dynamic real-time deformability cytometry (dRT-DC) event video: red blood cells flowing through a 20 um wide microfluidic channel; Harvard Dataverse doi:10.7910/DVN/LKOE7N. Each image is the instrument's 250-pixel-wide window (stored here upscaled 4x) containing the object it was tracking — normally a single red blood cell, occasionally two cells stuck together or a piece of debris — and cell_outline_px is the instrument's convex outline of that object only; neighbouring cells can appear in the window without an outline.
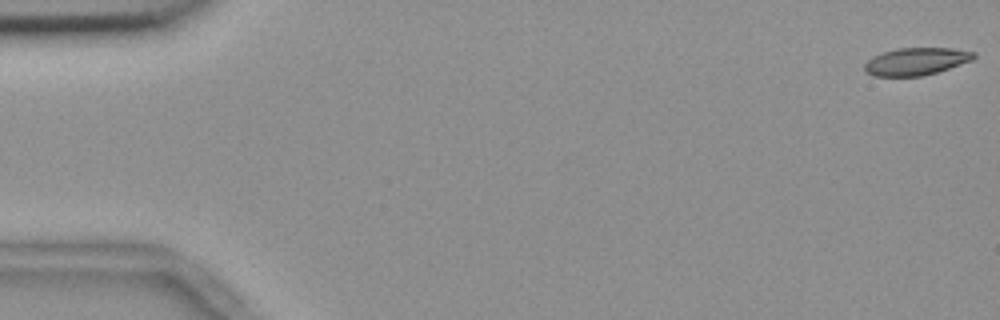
{"species": "common noctule bat (a hibernating species)", "species_latin": "Nyctalus noctula", "temperature_condition": "room temperature", "stored_images_in_passage": 55, "camera_frame_rate_fps": 3000, "um_per_image_px": 0.085, "animal": {"sex": "female", "body_mass_g": 18.4}, "frame": {"image": 1, "passage_image": 1, "time_ms": 0.0, "image_size_px": [1000, 320], "cell_outline_px": [[976, 56], [972, 60], [936, 72], [920, 76], [876, 76], [868, 72], [864, 68], [864, 64], [872, 56], [896, 48], [952, 48], [976, 52]], "centroid_in_image_um": [77.88, 5.21], "position_along_channel_um": 7.1, "area_um2": 17.28}}
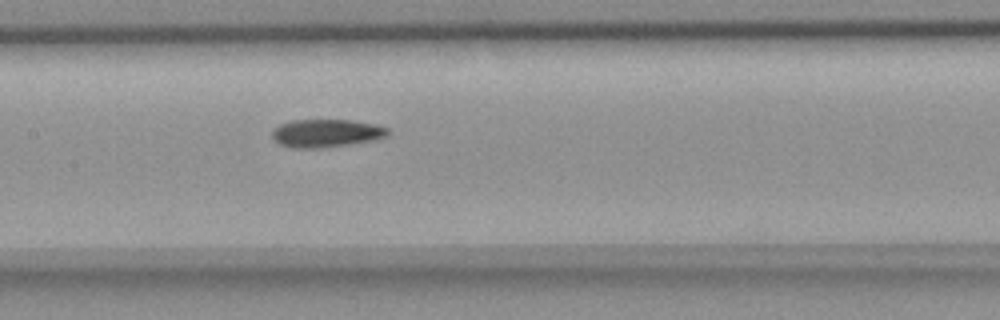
{"frame": {"image": 2, "passage_image": 27, "time_ms": 8.667, "image_size_px": [1000, 320], "cell_outline_px": [[388, 136], [372, 140], [348, 144], [320, 148], [296, 148], [280, 144], [272, 140], [272, 128], [280, 124], [292, 120], [352, 120], [376, 124], [388, 128]], "centroid_in_image_um": [27.69, 11.31], "position_along_channel_um": 179.7, "area_um2": 18.9}}
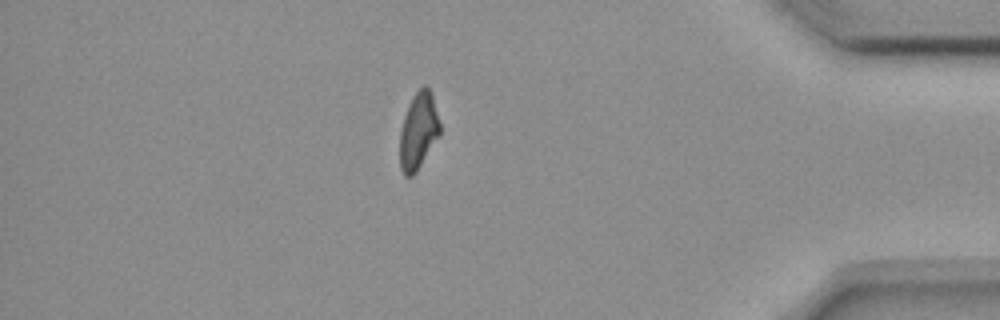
{"frame": {"image": 3, "passage_image": 48, "time_ms": 15.667, "image_size_px": [1000, 320], "cell_outline_px": [[440, 136], [416, 172], [412, 176], [404, 176], [400, 168], [400, 132], [404, 116], [408, 104], [412, 96], [424, 84], [432, 92], [440, 124]], "centroid_in_image_um": [35.57, 11.13], "position_along_channel_um": 399.6, "area_um2": 18.09}, "authors_computed_cell_mechanics": {"area_um2": 18.785, "velocity_mm_per_s": 3.6768, "shape_relaxation_time_tau1_ms": 11.2261, "shape_relaxation_time_tau2_ms": 7.406, "deformation_change_tau1": 0.2266, "deformation_change_tau2": 0.1448}}